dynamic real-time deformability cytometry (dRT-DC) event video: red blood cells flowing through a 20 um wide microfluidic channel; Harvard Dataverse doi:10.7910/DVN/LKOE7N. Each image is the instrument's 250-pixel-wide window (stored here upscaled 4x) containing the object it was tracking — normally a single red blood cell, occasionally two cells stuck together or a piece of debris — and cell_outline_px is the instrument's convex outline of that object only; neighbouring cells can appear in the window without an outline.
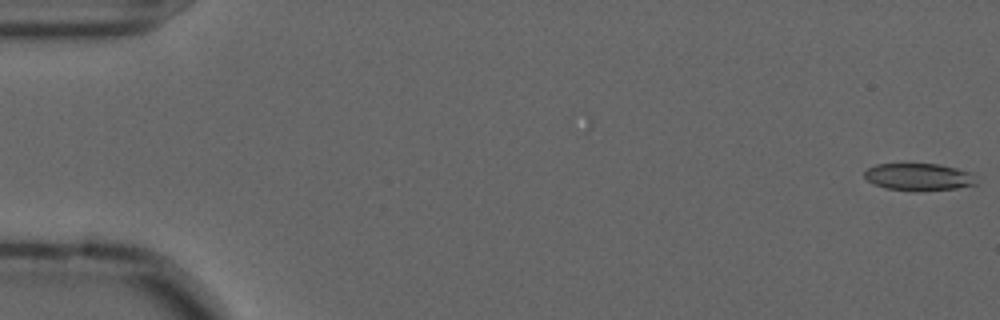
{"species": "common noctule bat (a hibernating species)", "species_latin": "Nyctalus noctula", "temperature_condition": "cold", "stored_images_in_passage": 57, "camera_frame_rate_fps": 3000, "um_per_image_px": 0.085, "animal": {"sex": "male", "forearm_length_mm": 52.5}, "frame": {"image": 1, "passage_image": 1, "time_ms": 0.0, "image_size_px": [1000, 320], "cell_outline_px": [[976, 184], [956, 188], [884, 188], [868, 180], [864, 176], [864, 172], [868, 168], [876, 164], [936, 164], [956, 168], [968, 172]], "centroid_in_image_um": [78.02, 14.98], "position_along_channel_um": 7.0, "area_um2": 16.47}}
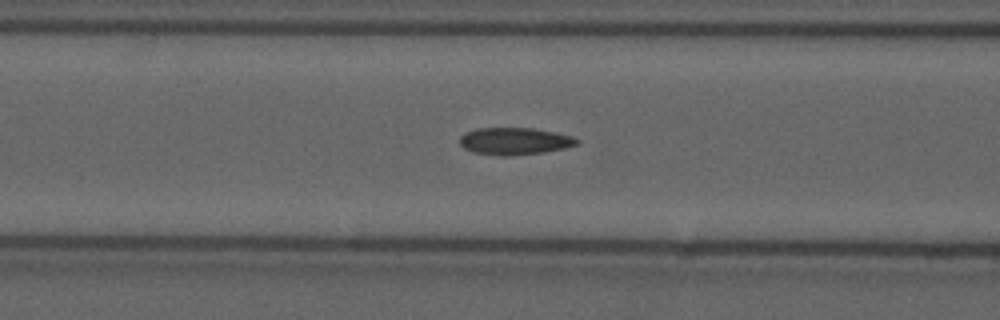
{"frame": {"image": 2, "passage_image": 23, "time_ms": 7.333, "image_size_px": [1000, 320], "cell_outline_px": [[580, 144], [564, 148], [544, 152], [508, 156], [500, 156], [472, 152], [464, 148], [460, 144], [460, 136], [464, 132], [476, 128], [532, 128], [572, 136], [580, 140]], "centroid_in_image_um": [43.72, 12.0], "position_along_channel_um": 122.9, "area_um2": 18.61}}
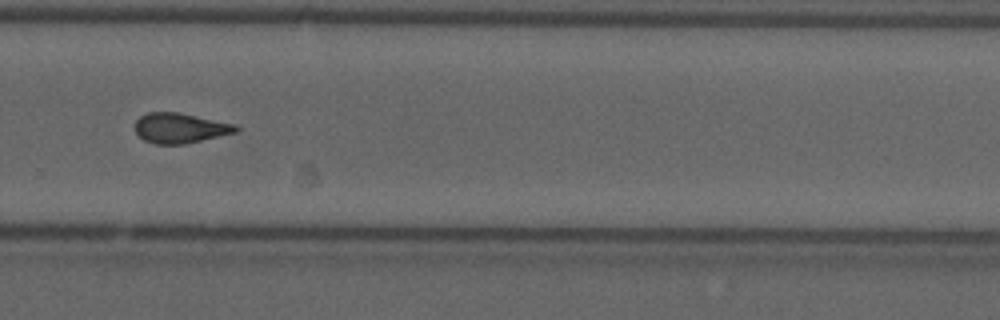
{"frame": {"image": 3, "passage_image": 39, "time_ms": 12.667, "image_size_px": [1000, 320], "cell_outline_px": [[240, 128], [236, 132], [184, 144], [156, 144], [144, 140], [136, 132], [136, 120], [140, 116], [148, 112], [180, 112], [236, 124]], "centroid_in_image_um": [15.32, 10.87], "position_along_channel_um": 314.5, "area_um2": 17.63}, "authors_computed_cell_mechanics": {"area_um2": 18.0336, "velocity_mm_per_s": 3.6004, "shape_relaxation_time_tau1_ms": null, "shape_relaxation_time_tau2_ms": 2.4599, "deformation_change_tau1": null, "deformation_change_tau2": 0.1037}}